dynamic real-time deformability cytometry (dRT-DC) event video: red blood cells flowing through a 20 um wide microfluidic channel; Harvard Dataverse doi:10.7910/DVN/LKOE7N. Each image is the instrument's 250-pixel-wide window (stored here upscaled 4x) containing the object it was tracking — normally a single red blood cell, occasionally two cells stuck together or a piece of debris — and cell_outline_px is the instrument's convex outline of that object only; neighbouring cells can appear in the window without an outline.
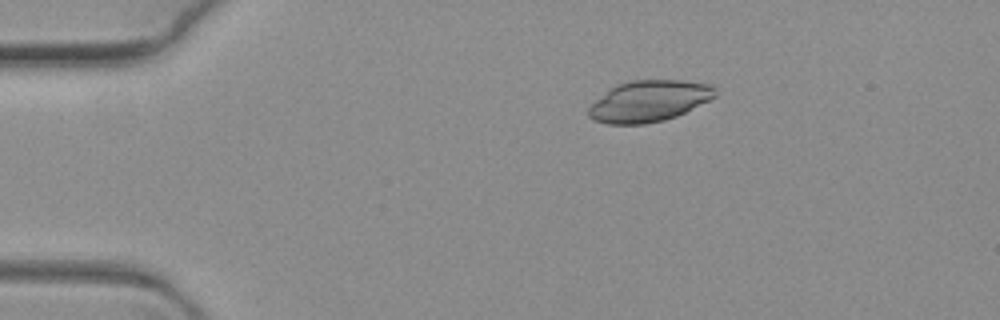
{"species": "common noctule bat (a hibernating species)", "species_latin": "Nyctalus noctula", "temperature_condition": "warm", "stored_images_in_passage": 3, "camera_frame_rate_fps": 3000, "um_per_image_px": 0.085, "animal": {"sex": "female", "body_mass_g": 19.3, "forearm_length_mm": 54.1}, "frame": {"image": 1, "passage_image": 1, "time_ms": 0.0, "image_size_px": [1000, 320], "cell_outline_px": [[716, 96], [676, 116], [664, 120], [644, 124], [608, 124], [592, 120], [588, 116], [588, 108], [596, 100], [616, 84], [628, 80], [680, 80], [712, 84], [716, 88]], "centroid_in_image_um": [55.15, 8.59], "position_along_channel_um": 29.9, "area_um2": 30.35}}